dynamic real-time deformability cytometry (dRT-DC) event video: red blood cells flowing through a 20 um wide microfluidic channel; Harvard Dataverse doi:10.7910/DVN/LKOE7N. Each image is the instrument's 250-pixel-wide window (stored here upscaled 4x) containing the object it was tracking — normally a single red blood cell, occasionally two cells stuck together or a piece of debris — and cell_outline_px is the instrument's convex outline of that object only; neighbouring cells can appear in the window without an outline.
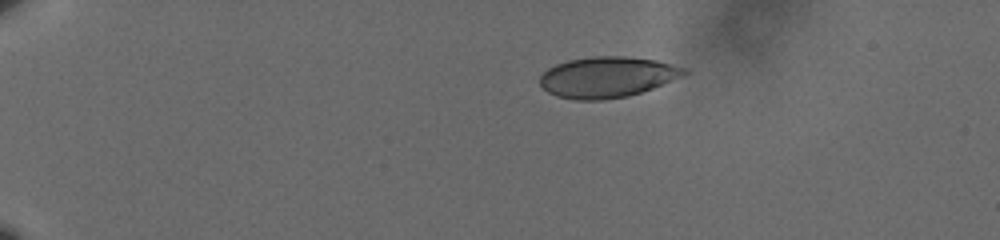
{"species": "human", "species_latin": "Homo sapiens", "temperature_condition": "cold", "stored_images_in_passage": 6, "camera_frame_rate_fps": 3000, "um_per_image_px": 0.085, "donor": {"sex": "male"}, "frame": {"image": 1, "passage_image": 1, "time_ms": 0.0, "image_size_px": [1000, 240], "cell_outline_px": [[688, 72], [680, 76], [652, 88], [628, 96], [604, 100], [572, 100], [556, 96], [548, 92], [540, 84], [540, 76], [548, 68], [556, 64], [568, 60], [592, 56], [624, 56], [656, 60], [688, 68]], "centroid_in_image_um": [51.58, 6.55], "position_along_channel_um": 33.4, "area_um2": 34.22}}
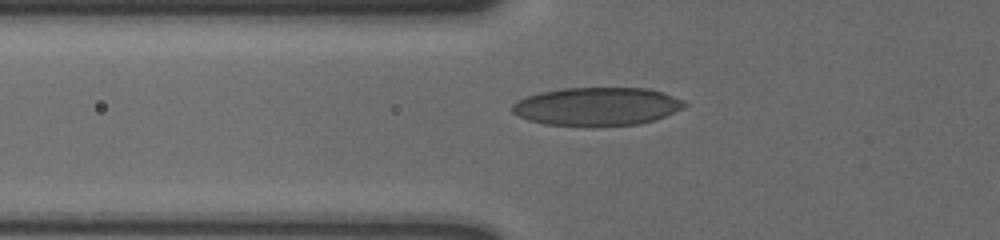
{"frame": {"image": 2, "passage_image": 5, "time_ms": 1.333, "image_size_px": [1000, 240], "cell_outline_px": [[688, 104], [684, 108], [656, 120], [636, 124], [544, 124], [528, 120], [512, 112], [512, 104], [528, 96], [540, 92], [564, 88], [648, 88], [684, 100]], "centroid_in_image_um": [50.78, 9.02], "position_along_channel_um": 75.0, "area_um2": 37.57}}